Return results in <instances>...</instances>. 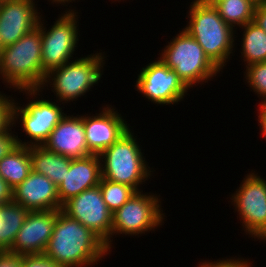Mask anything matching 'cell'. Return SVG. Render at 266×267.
<instances>
[{"label": "cell", "instance_id": "obj_22", "mask_svg": "<svg viewBox=\"0 0 266 267\" xmlns=\"http://www.w3.org/2000/svg\"><path fill=\"white\" fill-rule=\"evenodd\" d=\"M242 57L246 66L266 62V32L253 21L242 27Z\"/></svg>", "mask_w": 266, "mask_h": 267}, {"label": "cell", "instance_id": "obj_23", "mask_svg": "<svg viewBox=\"0 0 266 267\" xmlns=\"http://www.w3.org/2000/svg\"><path fill=\"white\" fill-rule=\"evenodd\" d=\"M257 3L253 0H223L214 7L219 16L233 29L240 28L253 21Z\"/></svg>", "mask_w": 266, "mask_h": 267}, {"label": "cell", "instance_id": "obj_5", "mask_svg": "<svg viewBox=\"0 0 266 267\" xmlns=\"http://www.w3.org/2000/svg\"><path fill=\"white\" fill-rule=\"evenodd\" d=\"M160 59L172 70L189 89L200 82H208L220 70L205 55L203 48L185 30L168 42Z\"/></svg>", "mask_w": 266, "mask_h": 267}, {"label": "cell", "instance_id": "obj_9", "mask_svg": "<svg viewBox=\"0 0 266 267\" xmlns=\"http://www.w3.org/2000/svg\"><path fill=\"white\" fill-rule=\"evenodd\" d=\"M242 219L245 233L266 240V181L250 173L230 198ZM244 224V225H243Z\"/></svg>", "mask_w": 266, "mask_h": 267}, {"label": "cell", "instance_id": "obj_34", "mask_svg": "<svg viewBox=\"0 0 266 267\" xmlns=\"http://www.w3.org/2000/svg\"><path fill=\"white\" fill-rule=\"evenodd\" d=\"M201 1L204 2L205 4L215 6L217 3H219L223 0H201Z\"/></svg>", "mask_w": 266, "mask_h": 267}, {"label": "cell", "instance_id": "obj_29", "mask_svg": "<svg viewBox=\"0 0 266 267\" xmlns=\"http://www.w3.org/2000/svg\"><path fill=\"white\" fill-rule=\"evenodd\" d=\"M11 129L9 127L4 133L0 134V160L17 145L15 134H12Z\"/></svg>", "mask_w": 266, "mask_h": 267}, {"label": "cell", "instance_id": "obj_33", "mask_svg": "<svg viewBox=\"0 0 266 267\" xmlns=\"http://www.w3.org/2000/svg\"><path fill=\"white\" fill-rule=\"evenodd\" d=\"M259 116L258 122L260 123V128L262 132V136L266 138V101H261L259 104Z\"/></svg>", "mask_w": 266, "mask_h": 267}, {"label": "cell", "instance_id": "obj_28", "mask_svg": "<svg viewBox=\"0 0 266 267\" xmlns=\"http://www.w3.org/2000/svg\"><path fill=\"white\" fill-rule=\"evenodd\" d=\"M201 264V265H200ZM198 267H251L250 262L248 260H245L243 258L241 259H223V260H217L216 262H202L200 263Z\"/></svg>", "mask_w": 266, "mask_h": 267}, {"label": "cell", "instance_id": "obj_14", "mask_svg": "<svg viewBox=\"0 0 266 267\" xmlns=\"http://www.w3.org/2000/svg\"><path fill=\"white\" fill-rule=\"evenodd\" d=\"M34 0L0 1V46L14 44L38 27L41 16Z\"/></svg>", "mask_w": 266, "mask_h": 267}, {"label": "cell", "instance_id": "obj_6", "mask_svg": "<svg viewBox=\"0 0 266 267\" xmlns=\"http://www.w3.org/2000/svg\"><path fill=\"white\" fill-rule=\"evenodd\" d=\"M102 55V52L93 53L87 57L68 61L63 66L51 70L46 74L40 89H44L45 85L48 87L51 83L50 86L53 85L51 87L54 89L52 91L56 94V98H59L56 101H62V104L84 96L101 79L103 74L101 69L105 63L103 59L106 58Z\"/></svg>", "mask_w": 266, "mask_h": 267}, {"label": "cell", "instance_id": "obj_7", "mask_svg": "<svg viewBox=\"0 0 266 267\" xmlns=\"http://www.w3.org/2000/svg\"><path fill=\"white\" fill-rule=\"evenodd\" d=\"M75 11L74 9L65 11L48 31L43 26L40 18L38 27L41 30L42 40L43 82L48 72L73 59L71 57H73L72 55L78 44L77 41H79L78 12Z\"/></svg>", "mask_w": 266, "mask_h": 267}, {"label": "cell", "instance_id": "obj_26", "mask_svg": "<svg viewBox=\"0 0 266 267\" xmlns=\"http://www.w3.org/2000/svg\"><path fill=\"white\" fill-rule=\"evenodd\" d=\"M14 99H9L0 92V134L4 133L9 127H12V105Z\"/></svg>", "mask_w": 266, "mask_h": 267}, {"label": "cell", "instance_id": "obj_32", "mask_svg": "<svg viewBox=\"0 0 266 267\" xmlns=\"http://www.w3.org/2000/svg\"><path fill=\"white\" fill-rule=\"evenodd\" d=\"M12 201V189L0 176V205Z\"/></svg>", "mask_w": 266, "mask_h": 267}, {"label": "cell", "instance_id": "obj_4", "mask_svg": "<svg viewBox=\"0 0 266 267\" xmlns=\"http://www.w3.org/2000/svg\"><path fill=\"white\" fill-rule=\"evenodd\" d=\"M138 145L129 129L103 151L99 155L102 159L100 161L103 162H101L102 178L132 187L136 192L141 191L138 188L139 184H143L142 182L150 178L153 170H150Z\"/></svg>", "mask_w": 266, "mask_h": 267}, {"label": "cell", "instance_id": "obj_19", "mask_svg": "<svg viewBox=\"0 0 266 267\" xmlns=\"http://www.w3.org/2000/svg\"><path fill=\"white\" fill-rule=\"evenodd\" d=\"M32 171L48 177L56 186L70 168L71 160L47 150L44 146H30Z\"/></svg>", "mask_w": 266, "mask_h": 267}, {"label": "cell", "instance_id": "obj_3", "mask_svg": "<svg viewBox=\"0 0 266 267\" xmlns=\"http://www.w3.org/2000/svg\"><path fill=\"white\" fill-rule=\"evenodd\" d=\"M183 28L203 48L205 55L221 71L234 48L235 30L220 16L214 6L194 0Z\"/></svg>", "mask_w": 266, "mask_h": 267}, {"label": "cell", "instance_id": "obj_12", "mask_svg": "<svg viewBox=\"0 0 266 267\" xmlns=\"http://www.w3.org/2000/svg\"><path fill=\"white\" fill-rule=\"evenodd\" d=\"M135 84L137 91L143 93V97L159 105L178 103L189 90L177 73L160 57L158 61L155 60L142 68Z\"/></svg>", "mask_w": 266, "mask_h": 267}, {"label": "cell", "instance_id": "obj_2", "mask_svg": "<svg viewBox=\"0 0 266 267\" xmlns=\"http://www.w3.org/2000/svg\"><path fill=\"white\" fill-rule=\"evenodd\" d=\"M42 40L39 27L22 36L14 44L3 47L0 75L7 85L28 96L39 95L43 84Z\"/></svg>", "mask_w": 266, "mask_h": 267}, {"label": "cell", "instance_id": "obj_8", "mask_svg": "<svg viewBox=\"0 0 266 267\" xmlns=\"http://www.w3.org/2000/svg\"><path fill=\"white\" fill-rule=\"evenodd\" d=\"M135 192L118 210L112 214L111 238L114 234L139 235L162 225L164 213L160 198ZM160 203V204H159ZM162 211V212H161Z\"/></svg>", "mask_w": 266, "mask_h": 267}, {"label": "cell", "instance_id": "obj_36", "mask_svg": "<svg viewBox=\"0 0 266 267\" xmlns=\"http://www.w3.org/2000/svg\"><path fill=\"white\" fill-rule=\"evenodd\" d=\"M253 1H255L258 4V3L266 1V0H253Z\"/></svg>", "mask_w": 266, "mask_h": 267}, {"label": "cell", "instance_id": "obj_17", "mask_svg": "<svg viewBox=\"0 0 266 267\" xmlns=\"http://www.w3.org/2000/svg\"><path fill=\"white\" fill-rule=\"evenodd\" d=\"M12 201L29 211L62 209L57 186L45 175L33 171L12 190Z\"/></svg>", "mask_w": 266, "mask_h": 267}, {"label": "cell", "instance_id": "obj_11", "mask_svg": "<svg viewBox=\"0 0 266 267\" xmlns=\"http://www.w3.org/2000/svg\"><path fill=\"white\" fill-rule=\"evenodd\" d=\"M61 211L93 231L105 242L106 247L111 249L113 213L104 202L99 186L72 197L62 205Z\"/></svg>", "mask_w": 266, "mask_h": 267}, {"label": "cell", "instance_id": "obj_35", "mask_svg": "<svg viewBox=\"0 0 266 267\" xmlns=\"http://www.w3.org/2000/svg\"><path fill=\"white\" fill-rule=\"evenodd\" d=\"M52 1V3H56V4H63L64 5V3L66 4V3H70V2H72V1H75V0H51Z\"/></svg>", "mask_w": 266, "mask_h": 267}, {"label": "cell", "instance_id": "obj_20", "mask_svg": "<svg viewBox=\"0 0 266 267\" xmlns=\"http://www.w3.org/2000/svg\"><path fill=\"white\" fill-rule=\"evenodd\" d=\"M32 171L30 147L16 145L0 160V176L13 190Z\"/></svg>", "mask_w": 266, "mask_h": 267}, {"label": "cell", "instance_id": "obj_15", "mask_svg": "<svg viewBox=\"0 0 266 267\" xmlns=\"http://www.w3.org/2000/svg\"><path fill=\"white\" fill-rule=\"evenodd\" d=\"M108 106L96 116H84L86 144L93 155H100L130 129L121 114Z\"/></svg>", "mask_w": 266, "mask_h": 267}, {"label": "cell", "instance_id": "obj_13", "mask_svg": "<svg viewBox=\"0 0 266 267\" xmlns=\"http://www.w3.org/2000/svg\"><path fill=\"white\" fill-rule=\"evenodd\" d=\"M60 211L61 209L29 211L8 251L18 255L44 254Z\"/></svg>", "mask_w": 266, "mask_h": 267}, {"label": "cell", "instance_id": "obj_1", "mask_svg": "<svg viewBox=\"0 0 266 267\" xmlns=\"http://www.w3.org/2000/svg\"><path fill=\"white\" fill-rule=\"evenodd\" d=\"M108 252L99 236L60 211L44 255L63 267H85L98 264Z\"/></svg>", "mask_w": 266, "mask_h": 267}, {"label": "cell", "instance_id": "obj_21", "mask_svg": "<svg viewBox=\"0 0 266 267\" xmlns=\"http://www.w3.org/2000/svg\"><path fill=\"white\" fill-rule=\"evenodd\" d=\"M29 210L13 201L0 205V251L9 250Z\"/></svg>", "mask_w": 266, "mask_h": 267}, {"label": "cell", "instance_id": "obj_25", "mask_svg": "<svg viewBox=\"0 0 266 267\" xmlns=\"http://www.w3.org/2000/svg\"><path fill=\"white\" fill-rule=\"evenodd\" d=\"M244 75L255 94H259L258 96L262 97L263 101H266V62L246 66Z\"/></svg>", "mask_w": 266, "mask_h": 267}, {"label": "cell", "instance_id": "obj_27", "mask_svg": "<svg viewBox=\"0 0 266 267\" xmlns=\"http://www.w3.org/2000/svg\"><path fill=\"white\" fill-rule=\"evenodd\" d=\"M22 267H63L44 254L22 255Z\"/></svg>", "mask_w": 266, "mask_h": 267}, {"label": "cell", "instance_id": "obj_18", "mask_svg": "<svg viewBox=\"0 0 266 267\" xmlns=\"http://www.w3.org/2000/svg\"><path fill=\"white\" fill-rule=\"evenodd\" d=\"M100 160L99 155L93 154L71 160L69 170L57 186L61 206L84 190L99 185L102 178Z\"/></svg>", "mask_w": 266, "mask_h": 267}, {"label": "cell", "instance_id": "obj_30", "mask_svg": "<svg viewBox=\"0 0 266 267\" xmlns=\"http://www.w3.org/2000/svg\"><path fill=\"white\" fill-rule=\"evenodd\" d=\"M0 267H22V255L8 250L0 251Z\"/></svg>", "mask_w": 266, "mask_h": 267}, {"label": "cell", "instance_id": "obj_24", "mask_svg": "<svg viewBox=\"0 0 266 267\" xmlns=\"http://www.w3.org/2000/svg\"><path fill=\"white\" fill-rule=\"evenodd\" d=\"M108 209L114 213L136 192L132 187L101 178L98 185Z\"/></svg>", "mask_w": 266, "mask_h": 267}, {"label": "cell", "instance_id": "obj_10", "mask_svg": "<svg viewBox=\"0 0 266 267\" xmlns=\"http://www.w3.org/2000/svg\"><path fill=\"white\" fill-rule=\"evenodd\" d=\"M30 101L26 106H18V103L12 105V124H16L19 118L22 121L23 131L28 135L30 142H22L16 136L17 145L21 146H43L48 140L50 133L60 120L66 115L62 108L55 102L39 99ZM21 116V117H19ZM16 119V120H15Z\"/></svg>", "mask_w": 266, "mask_h": 267}, {"label": "cell", "instance_id": "obj_31", "mask_svg": "<svg viewBox=\"0 0 266 267\" xmlns=\"http://www.w3.org/2000/svg\"><path fill=\"white\" fill-rule=\"evenodd\" d=\"M253 22L266 32V1L256 5Z\"/></svg>", "mask_w": 266, "mask_h": 267}, {"label": "cell", "instance_id": "obj_16", "mask_svg": "<svg viewBox=\"0 0 266 267\" xmlns=\"http://www.w3.org/2000/svg\"><path fill=\"white\" fill-rule=\"evenodd\" d=\"M43 146L70 159L90 155L86 144L84 116L66 114L52 130Z\"/></svg>", "mask_w": 266, "mask_h": 267}]
</instances>
